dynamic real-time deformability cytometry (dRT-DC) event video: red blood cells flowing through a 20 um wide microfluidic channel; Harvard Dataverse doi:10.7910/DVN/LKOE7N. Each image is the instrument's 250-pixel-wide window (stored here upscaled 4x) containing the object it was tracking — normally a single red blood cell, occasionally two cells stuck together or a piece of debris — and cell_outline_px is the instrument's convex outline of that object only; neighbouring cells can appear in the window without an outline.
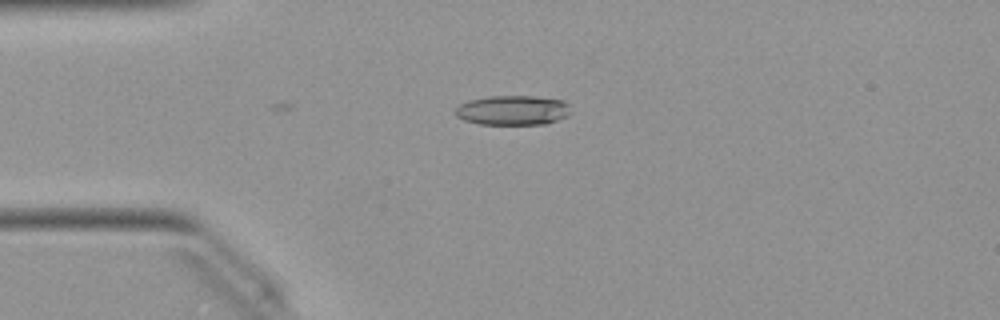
{"species": "Egyptian fruit bat (a non-hibernating species)", "species_latin": "Rousettus aegyptiacus", "temperature_condition": "warm", "stored_images_in_passage": 12, "camera_frame_rate_fps": 3000, "um_per_image_px": 0.085, "animal": {"sex": "female"}, "frame": {"image": 1, "passage_image": 12, "time_ms": 3.667, "image_size_px": [1000, 320], "cell_outline_px": [[568, 116], [548, 124], [480, 124], [464, 120], [456, 116], [456, 108], [460, 104], [468, 100], [488, 96], [536, 96], [564, 100], [568, 104]], "centroid_in_image_um": [43.59, 9.37], "position_along_channel_um": 41.4, "area_um2": 20.0}}